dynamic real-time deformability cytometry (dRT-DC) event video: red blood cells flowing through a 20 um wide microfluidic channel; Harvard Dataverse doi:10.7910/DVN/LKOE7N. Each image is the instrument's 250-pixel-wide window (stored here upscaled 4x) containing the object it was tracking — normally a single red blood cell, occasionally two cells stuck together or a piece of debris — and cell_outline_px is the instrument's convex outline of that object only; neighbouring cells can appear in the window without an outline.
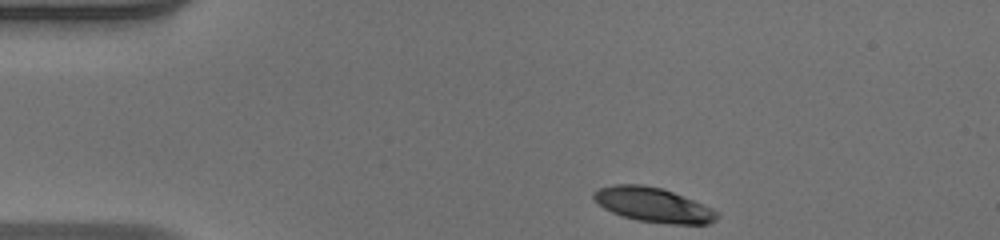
{"species": "human", "species_latin": "Homo sapiens", "temperature_condition": "warm", "stored_images_in_passage": 43, "camera_frame_rate_fps": 3000, "um_per_image_px": 0.085, "donor": {"sex": "male"}, "frame": {"image": 1, "passage_image": 1, "time_ms": 0.0, "image_size_px": [1000, 240], "cell_outline_px": [[720, 216], [716, 220], [708, 224], [668, 224], [636, 220], [612, 212], [604, 208], [592, 196], [592, 192], [600, 188], [612, 184], [644, 184], [660, 188], [672, 192], [712, 208], [720, 212]], "centroid_in_image_um": [55.54, 17.42], "position_along_channel_um": 29.5, "area_um2": 24.74}}
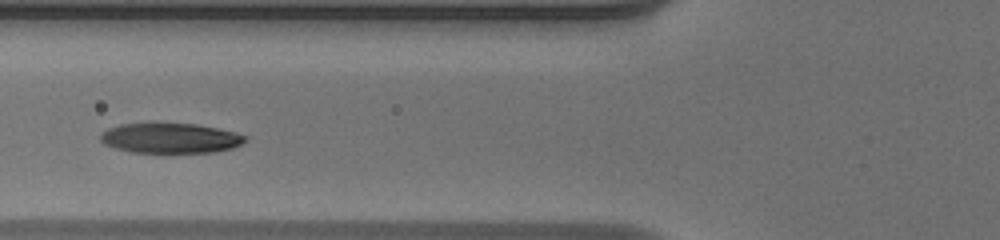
{"frame": {"image": 2, "passage_image": 12, "time_ms": 3.667, "image_size_px": [1000, 240], "cell_outline_px": [[248, 140], [244, 144], [232, 148], [216, 152], [128, 152], [104, 144], [100, 140], [100, 132], [108, 128], [120, 124], [148, 120], [196, 124], [236, 132], [248, 136]], "centroid_in_image_um": [14.45, 11.69], "position_along_channel_um": 111.3, "area_um2": 26.47}}
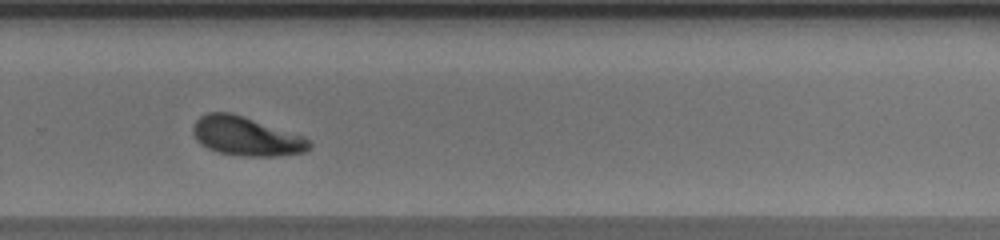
{"frame": {"image": 3, "passage_image": 27, "time_ms": 8.667, "image_size_px": [1000, 240], "cell_outline_px": [[312, 148], [304, 152], [276, 156], [240, 156], [216, 152], [200, 144], [196, 140], [192, 132], [192, 124], [200, 116], [208, 112], [232, 112], [304, 136], [312, 144]], "centroid_in_image_um": [20.9, 11.58], "position_along_channel_um": 308.9, "area_um2": 26.7}, "authors_computed_cell_mechanics": {"area_um2": 26.4146, "velocity_mm_per_s": 3.9622, "shape_relaxation_time_tau1_ms": 2.1196, "shape_relaxation_time_tau2_ms": null, "deformation_change_tau1": 0.145, "deformation_change_tau2": null}}